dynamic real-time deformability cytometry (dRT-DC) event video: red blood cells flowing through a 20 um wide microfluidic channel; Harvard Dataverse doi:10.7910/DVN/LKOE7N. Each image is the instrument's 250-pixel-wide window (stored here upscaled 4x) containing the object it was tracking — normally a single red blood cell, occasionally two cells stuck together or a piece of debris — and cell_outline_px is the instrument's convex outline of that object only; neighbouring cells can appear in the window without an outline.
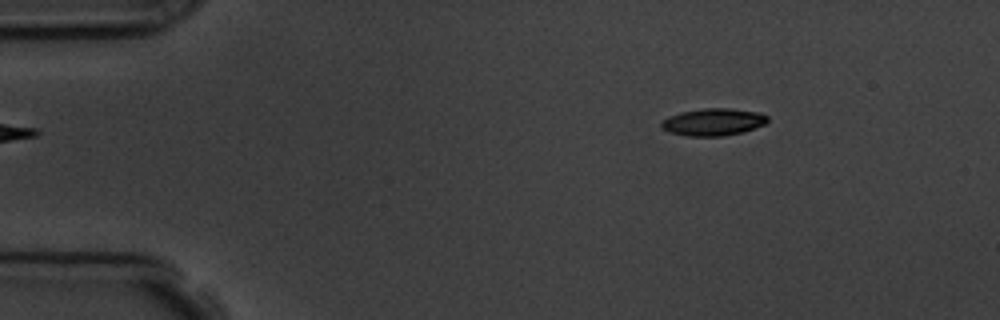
{"species": "common noctule bat (a hibernating species)", "species_latin": "Nyctalus noctula", "temperature_condition": "room temperature", "stored_images_in_passage": 4, "camera_frame_rate_fps": 3000, "um_per_image_px": 0.085, "animal": {"sex": "male", "body_mass_g": 19.5, "forearm_length_mm": 54.6}, "frame": {"image": 1, "passage_image": 1, "time_ms": 0.0, "image_size_px": [1000, 320], "cell_outline_px": [[768, 120], [764, 124], [744, 132], [724, 136], [688, 136], [668, 132], [660, 128], [660, 120], [668, 116], [680, 112], [704, 108], [728, 108], [760, 112], [768, 116]], "centroid_in_image_um": [60.58, 10.37], "position_along_channel_um": 24.4, "area_um2": 17.11}}